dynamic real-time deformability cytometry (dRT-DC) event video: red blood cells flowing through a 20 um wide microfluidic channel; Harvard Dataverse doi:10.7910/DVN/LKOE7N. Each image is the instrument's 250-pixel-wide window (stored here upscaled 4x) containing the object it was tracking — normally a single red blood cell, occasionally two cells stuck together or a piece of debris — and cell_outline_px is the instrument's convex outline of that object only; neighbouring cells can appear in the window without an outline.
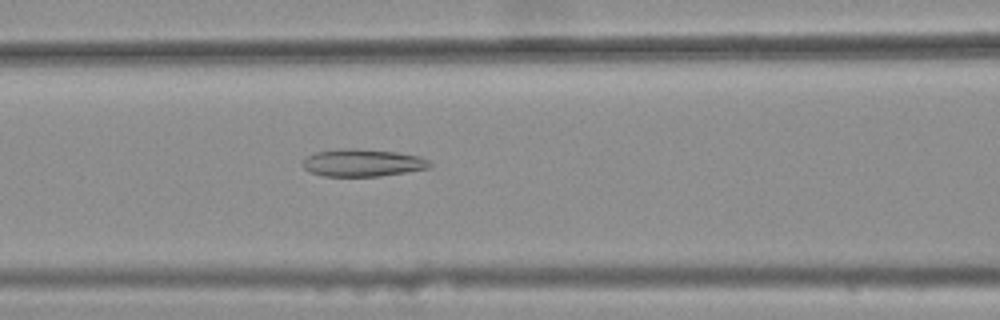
{"species": "common noctule bat (a hibernating species)", "species_latin": "Nyctalus noctula", "temperature_condition": "warm", "stored_images_in_passage": 38, "camera_frame_rate_fps": 3000, "um_per_image_px": 0.085, "animal": {"sex": "female", "body_mass_g": 25.1}, "frame": {"image": 1, "passage_image": 12, "time_ms": 3.667, "image_size_px": [1000, 320], "cell_outline_px": [[432, 164], [428, 168], [380, 176], [324, 176], [308, 172], [300, 164], [304, 156], [316, 152], [340, 148], [356, 148], [396, 152], [420, 156], [428, 160]], "centroid_in_image_um": [30.74, 13.83], "position_along_channel_um": 135.9, "area_um2": 20.52}}
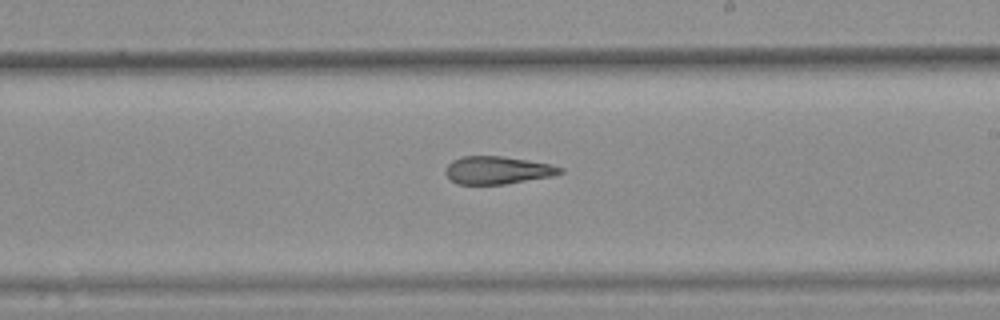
{"frame": {"image": 2, "passage_image": 21, "time_ms": 6.667, "image_size_px": [1000, 320], "cell_outline_px": [[564, 172], [552, 176], [504, 184], [456, 184], [444, 172], [444, 168], [452, 160], [460, 156], [500, 156], [528, 160], [552, 164], [564, 168]], "centroid_in_image_um": [42.28, 14.46], "position_along_channel_um": 246.7, "area_um2": 18.61}}
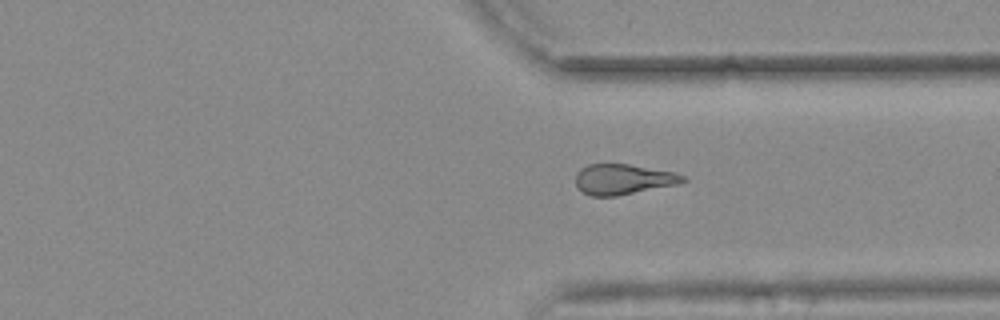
{"frame": {"image": 3, "passage_image": 30, "time_ms": 9.667, "image_size_px": [1000, 320], "cell_outline_px": [[688, 180], [676, 184], [616, 196], [592, 196], [584, 192], [576, 184], [576, 172], [580, 168], [588, 164], [628, 164], [676, 172], [688, 176]], "centroid_in_image_um": [53.0, 15.22], "position_along_channel_um": 358.4, "area_um2": 18.96}, "authors_computed_cell_mechanics": {"area_um2": 19.8254, "velocity_mm_per_s": 3.7051, "shape_relaxation_time_tau1_ms": null, "shape_relaxation_time_tau2_ms": 6.6566, "deformation_change_tau1": null, "deformation_change_tau2": 0.1985}}